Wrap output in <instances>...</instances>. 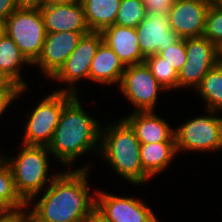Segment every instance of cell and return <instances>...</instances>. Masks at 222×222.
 Returning a JSON list of instances; mask_svg holds the SVG:
<instances>
[{
  "label": "cell",
  "instance_id": "1",
  "mask_svg": "<svg viewBox=\"0 0 222 222\" xmlns=\"http://www.w3.org/2000/svg\"><path fill=\"white\" fill-rule=\"evenodd\" d=\"M89 166L60 172L41 192L30 212L31 222H82L96 207V192L91 195Z\"/></svg>",
  "mask_w": 222,
  "mask_h": 222
},
{
  "label": "cell",
  "instance_id": "2",
  "mask_svg": "<svg viewBox=\"0 0 222 222\" xmlns=\"http://www.w3.org/2000/svg\"><path fill=\"white\" fill-rule=\"evenodd\" d=\"M78 96L74 95L64 105L48 145L51 155L65 167L74 164L83 153L100 151L101 122L86 113Z\"/></svg>",
  "mask_w": 222,
  "mask_h": 222
},
{
  "label": "cell",
  "instance_id": "3",
  "mask_svg": "<svg viewBox=\"0 0 222 222\" xmlns=\"http://www.w3.org/2000/svg\"><path fill=\"white\" fill-rule=\"evenodd\" d=\"M106 126L101 127L98 156L105 159L117 175L133 185L140 186L149 181L151 177L143 170L140 157L141 143L134 129L124 118Z\"/></svg>",
  "mask_w": 222,
  "mask_h": 222
},
{
  "label": "cell",
  "instance_id": "4",
  "mask_svg": "<svg viewBox=\"0 0 222 222\" xmlns=\"http://www.w3.org/2000/svg\"><path fill=\"white\" fill-rule=\"evenodd\" d=\"M49 154L51 153L48 146L23 144L18 155L6 157L13 174L16 192L26 204L35 202L36 196L60 173H50L48 176Z\"/></svg>",
  "mask_w": 222,
  "mask_h": 222
},
{
  "label": "cell",
  "instance_id": "5",
  "mask_svg": "<svg viewBox=\"0 0 222 222\" xmlns=\"http://www.w3.org/2000/svg\"><path fill=\"white\" fill-rule=\"evenodd\" d=\"M42 99L27 115L23 143L48 146L53 138L64 105L74 96L64 91H53Z\"/></svg>",
  "mask_w": 222,
  "mask_h": 222
},
{
  "label": "cell",
  "instance_id": "6",
  "mask_svg": "<svg viewBox=\"0 0 222 222\" xmlns=\"http://www.w3.org/2000/svg\"><path fill=\"white\" fill-rule=\"evenodd\" d=\"M207 111L209 115L197 116L175 128L178 154L183 151L211 152L222 149V117L216 116L219 111Z\"/></svg>",
  "mask_w": 222,
  "mask_h": 222
},
{
  "label": "cell",
  "instance_id": "7",
  "mask_svg": "<svg viewBox=\"0 0 222 222\" xmlns=\"http://www.w3.org/2000/svg\"><path fill=\"white\" fill-rule=\"evenodd\" d=\"M5 25L6 34L33 64L42 51L47 34L40 8H18L6 19Z\"/></svg>",
  "mask_w": 222,
  "mask_h": 222
},
{
  "label": "cell",
  "instance_id": "8",
  "mask_svg": "<svg viewBox=\"0 0 222 222\" xmlns=\"http://www.w3.org/2000/svg\"><path fill=\"white\" fill-rule=\"evenodd\" d=\"M220 60L222 51L204 36L186 38V63L178 72V88L196 89Z\"/></svg>",
  "mask_w": 222,
  "mask_h": 222
},
{
  "label": "cell",
  "instance_id": "9",
  "mask_svg": "<svg viewBox=\"0 0 222 222\" xmlns=\"http://www.w3.org/2000/svg\"><path fill=\"white\" fill-rule=\"evenodd\" d=\"M119 90L136 108L134 111H154L160 90L166 89L155 79L146 64L127 66Z\"/></svg>",
  "mask_w": 222,
  "mask_h": 222
},
{
  "label": "cell",
  "instance_id": "10",
  "mask_svg": "<svg viewBox=\"0 0 222 222\" xmlns=\"http://www.w3.org/2000/svg\"><path fill=\"white\" fill-rule=\"evenodd\" d=\"M103 42L101 32L90 31L84 34L77 47L66 59L64 65L50 79L69 84V88H62L64 91L78 95L76 84L81 79L89 80L90 65L97 52L99 45ZM76 89V90H75Z\"/></svg>",
  "mask_w": 222,
  "mask_h": 222
},
{
  "label": "cell",
  "instance_id": "11",
  "mask_svg": "<svg viewBox=\"0 0 222 222\" xmlns=\"http://www.w3.org/2000/svg\"><path fill=\"white\" fill-rule=\"evenodd\" d=\"M96 207L109 222H159L142 199L96 190Z\"/></svg>",
  "mask_w": 222,
  "mask_h": 222
},
{
  "label": "cell",
  "instance_id": "12",
  "mask_svg": "<svg viewBox=\"0 0 222 222\" xmlns=\"http://www.w3.org/2000/svg\"><path fill=\"white\" fill-rule=\"evenodd\" d=\"M87 33L89 32L64 31L47 33L42 51L32 65H39L38 67L46 78L51 79L64 65L83 35Z\"/></svg>",
  "mask_w": 222,
  "mask_h": 222
},
{
  "label": "cell",
  "instance_id": "13",
  "mask_svg": "<svg viewBox=\"0 0 222 222\" xmlns=\"http://www.w3.org/2000/svg\"><path fill=\"white\" fill-rule=\"evenodd\" d=\"M210 4L193 0H175L168 12L171 29L179 38L203 36Z\"/></svg>",
  "mask_w": 222,
  "mask_h": 222
},
{
  "label": "cell",
  "instance_id": "14",
  "mask_svg": "<svg viewBox=\"0 0 222 222\" xmlns=\"http://www.w3.org/2000/svg\"><path fill=\"white\" fill-rule=\"evenodd\" d=\"M136 32L139 38V48L145 58L158 54L179 39L171 29L168 13L147 14L136 27Z\"/></svg>",
  "mask_w": 222,
  "mask_h": 222
},
{
  "label": "cell",
  "instance_id": "15",
  "mask_svg": "<svg viewBox=\"0 0 222 222\" xmlns=\"http://www.w3.org/2000/svg\"><path fill=\"white\" fill-rule=\"evenodd\" d=\"M40 12L47 33L90 32L82 2L41 5Z\"/></svg>",
  "mask_w": 222,
  "mask_h": 222
},
{
  "label": "cell",
  "instance_id": "16",
  "mask_svg": "<svg viewBox=\"0 0 222 222\" xmlns=\"http://www.w3.org/2000/svg\"><path fill=\"white\" fill-rule=\"evenodd\" d=\"M103 42L119 57L125 67L144 62L136 28L111 25L101 31Z\"/></svg>",
  "mask_w": 222,
  "mask_h": 222
},
{
  "label": "cell",
  "instance_id": "17",
  "mask_svg": "<svg viewBox=\"0 0 222 222\" xmlns=\"http://www.w3.org/2000/svg\"><path fill=\"white\" fill-rule=\"evenodd\" d=\"M123 118L134 129L141 144L175 142V128L154 111H133Z\"/></svg>",
  "mask_w": 222,
  "mask_h": 222
},
{
  "label": "cell",
  "instance_id": "18",
  "mask_svg": "<svg viewBox=\"0 0 222 222\" xmlns=\"http://www.w3.org/2000/svg\"><path fill=\"white\" fill-rule=\"evenodd\" d=\"M125 68L114 51L102 42L90 65L89 80L107 86L120 85Z\"/></svg>",
  "mask_w": 222,
  "mask_h": 222
},
{
  "label": "cell",
  "instance_id": "19",
  "mask_svg": "<svg viewBox=\"0 0 222 222\" xmlns=\"http://www.w3.org/2000/svg\"><path fill=\"white\" fill-rule=\"evenodd\" d=\"M177 154L176 142H153L140 145L142 167L151 178L165 171Z\"/></svg>",
  "mask_w": 222,
  "mask_h": 222
},
{
  "label": "cell",
  "instance_id": "20",
  "mask_svg": "<svg viewBox=\"0 0 222 222\" xmlns=\"http://www.w3.org/2000/svg\"><path fill=\"white\" fill-rule=\"evenodd\" d=\"M121 0H81L90 31L101 32L114 25Z\"/></svg>",
  "mask_w": 222,
  "mask_h": 222
},
{
  "label": "cell",
  "instance_id": "21",
  "mask_svg": "<svg viewBox=\"0 0 222 222\" xmlns=\"http://www.w3.org/2000/svg\"><path fill=\"white\" fill-rule=\"evenodd\" d=\"M32 64L21 53L16 43L5 34L0 40V70L10 77L20 88H28L21 77L23 65Z\"/></svg>",
  "mask_w": 222,
  "mask_h": 222
},
{
  "label": "cell",
  "instance_id": "22",
  "mask_svg": "<svg viewBox=\"0 0 222 222\" xmlns=\"http://www.w3.org/2000/svg\"><path fill=\"white\" fill-rule=\"evenodd\" d=\"M206 104V110L222 112V60L213 66L196 88Z\"/></svg>",
  "mask_w": 222,
  "mask_h": 222
},
{
  "label": "cell",
  "instance_id": "23",
  "mask_svg": "<svg viewBox=\"0 0 222 222\" xmlns=\"http://www.w3.org/2000/svg\"><path fill=\"white\" fill-rule=\"evenodd\" d=\"M0 154V210L24 208L27 204L17 194L13 174L5 155Z\"/></svg>",
  "mask_w": 222,
  "mask_h": 222
},
{
  "label": "cell",
  "instance_id": "24",
  "mask_svg": "<svg viewBox=\"0 0 222 222\" xmlns=\"http://www.w3.org/2000/svg\"><path fill=\"white\" fill-rule=\"evenodd\" d=\"M144 63L155 79L166 89H178V72L158 54L148 56Z\"/></svg>",
  "mask_w": 222,
  "mask_h": 222
},
{
  "label": "cell",
  "instance_id": "25",
  "mask_svg": "<svg viewBox=\"0 0 222 222\" xmlns=\"http://www.w3.org/2000/svg\"><path fill=\"white\" fill-rule=\"evenodd\" d=\"M147 16L146 6L139 0H121L116 25L136 28Z\"/></svg>",
  "mask_w": 222,
  "mask_h": 222
},
{
  "label": "cell",
  "instance_id": "26",
  "mask_svg": "<svg viewBox=\"0 0 222 222\" xmlns=\"http://www.w3.org/2000/svg\"><path fill=\"white\" fill-rule=\"evenodd\" d=\"M203 36L215 44L222 51V4H211L205 23Z\"/></svg>",
  "mask_w": 222,
  "mask_h": 222
},
{
  "label": "cell",
  "instance_id": "27",
  "mask_svg": "<svg viewBox=\"0 0 222 222\" xmlns=\"http://www.w3.org/2000/svg\"><path fill=\"white\" fill-rule=\"evenodd\" d=\"M177 72L186 63V39L179 38L175 43L158 53Z\"/></svg>",
  "mask_w": 222,
  "mask_h": 222
},
{
  "label": "cell",
  "instance_id": "28",
  "mask_svg": "<svg viewBox=\"0 0 222 222\" xmlns=\"http://www.w3.org/2000/svg\"><path fill=\"white\" fill-rule=\"evenodd\" d=\"M28 209L26 206L15 210H0V222H31Z\"/></svg>",
  "mask_w": 222,
  "mask_h": 222
},
{
  "label": "cell",
  "instance_id": "29",
  "mask_svg": "<svg viewBox=\"0 0 222 222\" xmlns=\"http://www.w3.org/2000/svg\"><path fill=\"white\" fill-rule=\"evenodd\" d=\"M145 6L147 14H163L168 13L173 7L175 0H139Z\"/></svg>",
  "mask_w": 222,
  "mask_h": 222
},
{
  "label": "cell",
  "instance_id": "30",
  "mask_svg": "<svg viewBox=\"0 0 222 222\" xmlns=\"http://www.w3.org/2000/svg\"><path fill=\"white\" fill-rule=\"evenodd\" d=\"M29 88H21L20 92H0V117L3 112L11 105V102L15 101L18 96L24 94Z\"/></svg>",
  "mask_w": 222,
  "mask_h": 222
},
{
  "label": "cell",
  "instance_id": "31",
  "mask_svg": "<svg viewBox=\"0 0 222 222\" xmlns=\"http://www.w3.org/2000/svg\"><path fill=\"white\" fill-rule=\"evenodd\" d=\"M16 9H18V6L15 0H0V22L5 23L6 19Z\"/></svg>",
  "mask_w": 222,
  "mask_h": 222
},
{
  "label": "cell",
  "instance_id": "32",
  "mask_svg": "<svg viewBox=\"0 0 222 222\" xmlns=\"http://www.w3.org/2000/svg\"><path fill=\"white\" fill-rule=\"evenodd\" d=\"M21 88L0 70V92H20Z\"/></svg>",
  "mask_w": 222,
  "mask_h": 222
},
{
  "label": "cell",
  "instance_id": "33",
  "mask_svg": "<svg viewBox=\"0 0 222 222\" xmlns=\"http://www.w3.org/2000/svg\"><path fill=\"white\" fill-rule=\"evenodd\" d=\"M82 222H109V220L95 207L84 217Z\"/></svg>",
  "mask_w": 222,
  "mask_h": 222
},
{
  "label": "cell",
  "instance_id": "34",
  "mask_svg": "<svg viewBox=\"0 0 222 222\" xmlns=\"http://www.w3.org/2000/svg\"><path fill=\"white\" fill-rule=\"evenodd\" d=\"M18 8H40L41 0H15Z\"/></svg>",
  "mask_w": 222,
  "mask_h": 222
},
{
  "label": "cell",
  "instance_id": "35",
  "mask_svg": "<svg viewBox=\"0 0 222 222\" xmlns=\"http://www.w3.org/2000/svg\"><path fill=\"white\" fill-rule=\"evenodd\" d=\"M81 0H41L42 5L78 3Z\"/></svg>",
  "mask_w": 222,
  "mask_h": 222
},
{
  "label": "cell",
  "instance_id": "36",
  "mask_svg": "<svg viewBox=\"0 0 222 222\" xmlns=\"http://www.w3.org/2000/svg\"><path fill=\"white\" fill-rule=\"evenodd\" d=\"M6 34V25L5 23L0 22V40L4 37Z\"/></svg>",
  "mask_w": 222,
  "mask_h": 222
},
{
  "label": "cell",
  "instance_id": "37",
  "mask_svg": "<svg viewBox=\"0 0 222 222\" xmlns=\"http://www.w3.org/2000/svg\"><path fill=\"white\" fill-rule=\"evenodd\" d=\"M193 1H198V2H201V3H205V4H210V5L219 2V0H193Z\"/></svg>",
  "mask_w": 222,
  "mask_h": 222
}]
</instances>
